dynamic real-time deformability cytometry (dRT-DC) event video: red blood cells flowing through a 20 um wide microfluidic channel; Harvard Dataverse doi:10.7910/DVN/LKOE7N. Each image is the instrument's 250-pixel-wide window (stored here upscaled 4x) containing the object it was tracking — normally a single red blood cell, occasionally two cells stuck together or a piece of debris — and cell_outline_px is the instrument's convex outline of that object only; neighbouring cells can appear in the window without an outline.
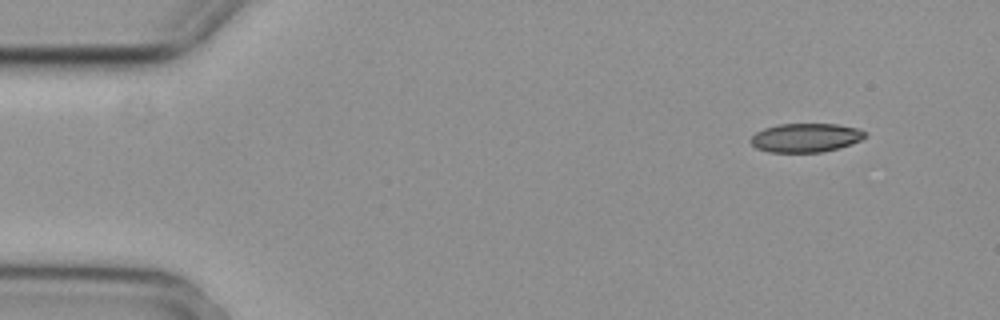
{"species": "common noctule bat (a hibernating species)", "species_latin": "Nyctalus noctula", "temperature_condition": "cold", "stored_images_in_passage": 4, "segment_of_instrument_passage": [2, 2], "camera_frame_rate_fps": 3000, "um_per_image_px": 0.085, "animal": {"sex": "female", "body_mass_g": 29.2, "forearm_length_mm": 56.3}, "frame": {"image": 1, "passage_image": 4, "time_ms": 1.0, "image_size_px": [1000, 320], "cell_outline_px": [[864, 136], [860, 140], [840, 148], [820, 152], [768, 152], [756, 148], [748, 140], [756, 132], [764, 128], [780, 124], [836, 124], [856, 128], [864, 132]], "centroid_in_image_um": [68.42, 11.71], "position_along_channel_um": 16.6, "area_um2": 19.07}}